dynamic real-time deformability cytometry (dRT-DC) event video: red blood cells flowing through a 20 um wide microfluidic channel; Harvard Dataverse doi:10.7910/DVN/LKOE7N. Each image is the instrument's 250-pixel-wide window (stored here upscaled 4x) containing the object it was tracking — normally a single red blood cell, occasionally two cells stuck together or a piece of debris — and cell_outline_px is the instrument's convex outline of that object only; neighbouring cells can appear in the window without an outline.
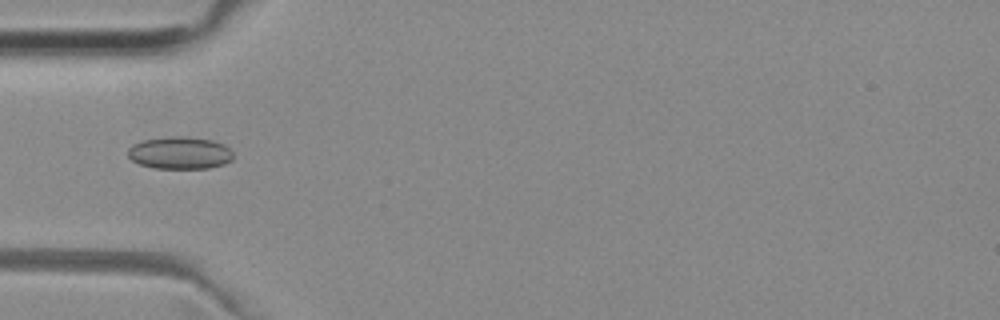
{"species": "common noctule bat (a hibernating species)", "species_latin": "Nyctalus noctula", "temperature_condition": "room temperature", "stored_images_in_passage": 40, "camera_frame_rate_fps": 3000, "um_per_image_px": 0.085, "animal": {"sex": "female", "body_mass_g": 29.2, "forearm_length_mm": 56.3}, "frame": {"image": 1, "passage_image": 5, "time_ms": 1.333, "image_size_px": [1000, 320], "cell_outline_px": [[232, 160], [224, 164], [208, 168], [152, 168], [140, 164], [132, 160], [128, 156], [128, 148], [132, 144], [144, 140], [164, 136], [188, 136], [212, 140], [224, 144], [232, 152]], "centroid_in_image_um": [15.27, 12.98], "position_along_channel_um": 69.7, "area_um2": 20.0}}
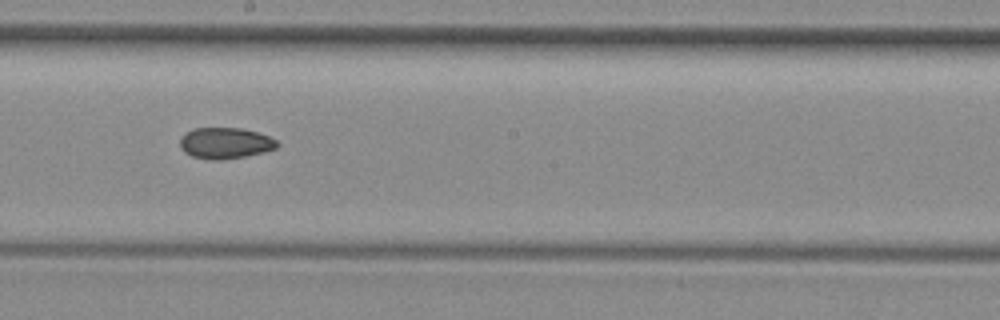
{"frame": {"image": 2, "passage_image": 17, "time_ms": 5.333, "image_size_px": [1000, 320], "cell_outline_px": [[280, 144], [276, 148], [264, 152], [224, 160], [212, 160], [192, 156], [184, 152], [180, 148], [180, 140], [188, 132], [196, 128], [240, 128], [256, 132], [268, 136], [276, 140]], "centroid_in_image_um": [19.16, 12.18], "position_along_channel_um": 229.0, "area_um2": 17.46}}
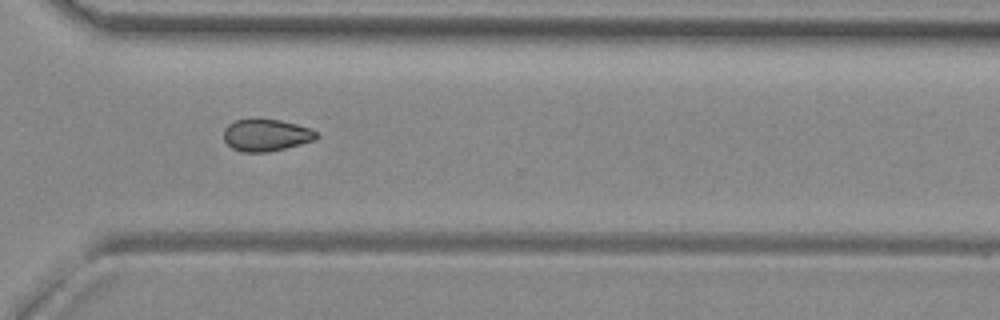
{"frame": {"image": 3, "passage_image": 26, "time_ms": 8.333, "image_size_px": [1000, 320], "cell_outline_px": [[320, 136], [316, 140], [268, 152], [240, 152], [232, 148], [224, 140], [224, 128], [228, 124], [236, 120], [252, 116], [256, 116], [280, 120], [296, 124], [308, 128], [316, 132]], "centroid_in_image_um": [22.58, 11.45], "position_along_channel_um": 348.0, "area_um2": 17.8}, "authors_computed_cell_mechanics": {"area_um2": 17.8024, "velocity_mm_per_s": 3.9671, "shape_relaxation_time_tau1_ms": null, "shape_relaxation_time_tau2_ms": 9.0206, "deformation_change_tau1": null, "deformation_change_tau2": 0.1105}}